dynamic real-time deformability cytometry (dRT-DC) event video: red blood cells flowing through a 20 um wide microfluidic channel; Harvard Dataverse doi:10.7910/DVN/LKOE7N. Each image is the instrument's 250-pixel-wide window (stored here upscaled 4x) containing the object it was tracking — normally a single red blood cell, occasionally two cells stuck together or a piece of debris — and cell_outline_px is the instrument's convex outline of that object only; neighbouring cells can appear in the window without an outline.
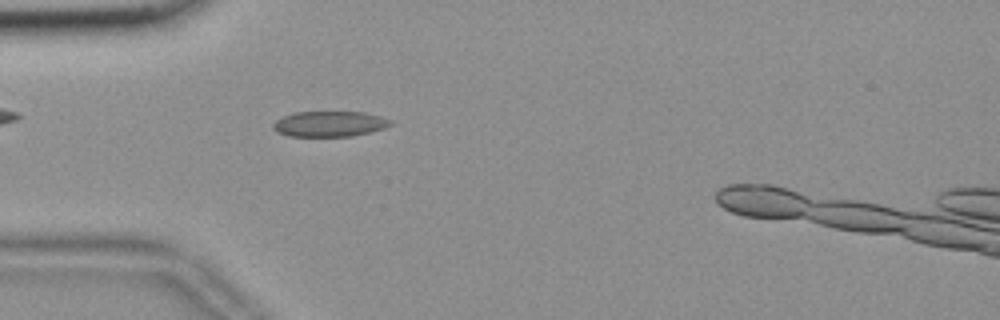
{"species": "common noctule bat (a hibernating species)", "species_latin": "Nyctalus noctula", "temperature_condition": "room temperature", "stored_images_in_passage": 43, "camera_frame_rate_fps": 3000, "um_per_image_px": 0.085, "animal": {"sex": "female", "body_mass_g": 18.4}, "frame": {"image": 1, "passage_image": 8, "time_ms": 2.333, "image_size_px": [1000, 320], "cell_outline_px": [[392, 124], [384, 128], [352, 136], [288, 136], [276, 132], [272, 128], [272, 124], [276, 120], [284, 116], [296, 112], [364, 112], [380, 116], [392, 120]], "centroid_in_image_um": [27.99, 10.53], "position_along_channel_um": 57.0, "area_um2": 17.4}}
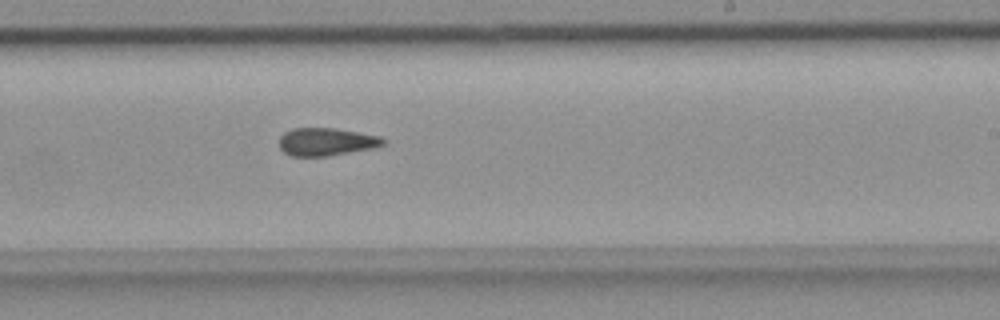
{"frame": {"image": 2, "passage_image": 25, "time_ms": 8.0, "image_size_px": [1000, 320], "cell_outline_px": [[388, 144], [372, 148], [328, 156], [292, 156], [284, 152], [280, 148], [280, 136], [284, 132], [292, 128], [336, 128], [380, 136], [388, 140]], "centroid_in_image_um": [27.77, 12.04], "position_along_channel_um": 261.2, "area_um2": 16.99}}
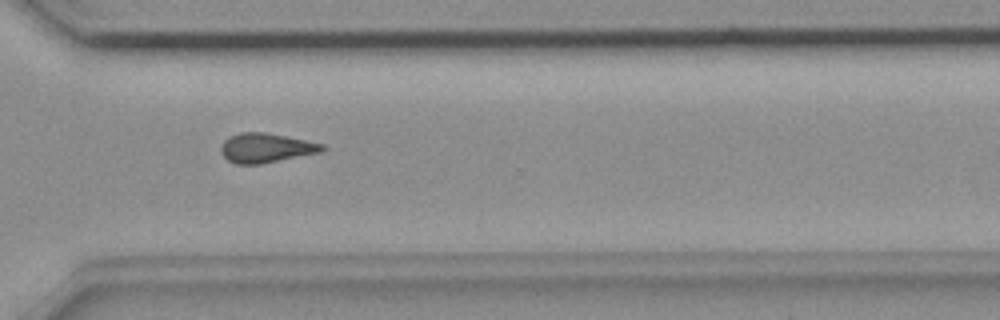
{"frame": {"image": 3, "passage_image": 32, "time_ms": 10.333, "image_size_px": [1000, 320], "cell_outline_px": [[328, 148], [324, 152], [260, 164], [236, 164], [228, 160], [220, 152], [220, 148], [224, 140], [228, 136], [240, 132], [264, 132], [324, 144]], "centroid_in_image_um": [22.62, 12.58], "position_along_channel_um": 348.0, "area_um2": 17.51}}